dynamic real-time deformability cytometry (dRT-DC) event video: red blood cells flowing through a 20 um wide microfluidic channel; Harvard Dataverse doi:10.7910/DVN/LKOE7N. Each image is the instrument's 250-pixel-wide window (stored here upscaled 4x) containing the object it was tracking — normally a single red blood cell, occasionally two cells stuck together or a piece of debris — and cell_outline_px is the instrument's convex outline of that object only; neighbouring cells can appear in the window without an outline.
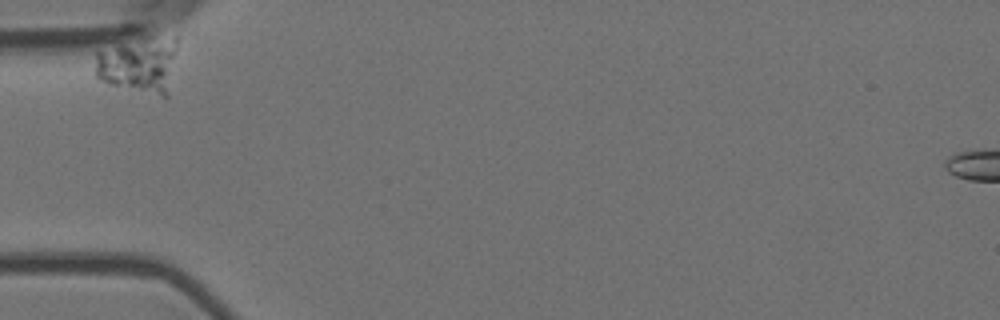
{"species": "Egyptian fruit bat (a non-hibernating species)", "species_latin": "Rousettus aegyptiacus", "temperature_condition": "room temperature", "stored_images_in_passage": 2, "camera_frame_rate_fps": 3000, "um_per_image_px": 0.085, "animal": {"sex": "female"}, "frame": {"image": 1, "passage_image": 1, "time_ms": 0.0, "image_size_px": [1000, 320], "cell_outline_px": [[180, 40], [168, 96], [164, 100], [112, 84], [100, 80], [96, 76], [96, 48], [176, 32], [180, 36]], "centroid_in_image_um": [11.92, 5.47], "position_along_channel_um": 73.1, "area_um2": 28.55}}